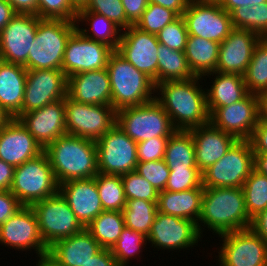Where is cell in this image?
<instances>
[{"label":"cell","instance_id":"2","mask_svg":"<svg viewBox=\"0 0 267 266\" xmlns=\"http://www.w3.org/2000/svg\"><path fill=\"white\" fill-rule=\"evenodd\" d=\"M251 221L242 188H204L201 214L197 221L200 235L204 236L205 227L217 236L244 230L250 228Z\"/></svg>","mask_w":267,"mask_h":266},{"label":"cell","instance_id":"17","mask_svg":"<svg viewBox=\"0 0 267 266\" xmlns=\"http://www.w3.org/2000/svg\"><path fill=\"white\" fill-rule=\"evenodd\" d=\"M113 52L107 45L86 38L75 30L65 47L62 71L69 77L77 73L104 69Z\"/></svg>","mask_w":267,"mask_h":266},{"label":"cell","instance_id":"33","mask_svg":"<svg viewBox=\"0 0 267 266\" xmlns=\"http://www.w3.org/2000/svg\"><path fill=\"white\" fill-rule=\"evenodd\" d=\"M163 160L169 169H198L194 140L189 131L176 130L169 137Z\"/></svg>","mask_w":267,"mask_h":266},{"label":"cell","instance_id":"35","mask_svg":"<svg viewBox=\"0 0 267 266\" xmlns=\"http://www.w3.org/2000/svg\"><path fill=\"white\" fill-rule=\"evenodd\" d=\"M195 77L190 70L185 53L158 46V84L164 81L188 80Z\"/></svg>","mask_w":267,"mask_h":266},{"label":"cell","instance_id":"56","mask_svg":"<svg viewBox=\"0 0 267 266\" xmlns=\"http://www.w3.org/2000/svg\"><path fill=\"white\" fill-rule=\"evenodd\" d=\"M250 228L267 242V209L252 218Z\"/></svg>","mask_w":267,"mask_h":266},{"label":"cell","instance_id":"61","mask_svg":"<svg viewBox=\"0 0 267 266\" xmlns=\"http://www.w3.org/2000/svg\"><path fill=\"white\" fill-rule=\"evenodd\" d=\"M254 170L267 177V154H254Z\"/></svg>","mask_w":267,"mask_h":266},{"label":"cell","instance_id":"26","mask_svg":"<svg viewBox=\"0 0 267 266\" xmlns=\"http://www.w3.org/2000/svg\"><path fill=\"white\" fill-rule=\"evenodd\" d=\"M67 96L79 103L111 106V86L107 69L69 76Z\"/></svg>","mask_w":267,"mask_h":266},{"label":"cell","instance_id":"49","mask_svg":"<svg viewBox=\"0 0 267 266\" xmlns=\"http://www.w3.org/2000/svg\"><path fill=\"white\" fill-rule=\"evenodd\" d=\"M169 137H155L137 142L138 162L163 160Z\"/></svg>","mask_w":267,"mask_h":266},{"label":"cell","instance_id":"55","mask_svg":"<svg viewBox=\"0 0 267 266\" xmlns=\"http://www.w3.org/2000/svg\"><path fill=\"white\" fill-rule=\"evenodd\" d=\"M15 167L0 159V191L10 190Z\"/></svg>","mask_w":267,"mask_h":266},{"label":"cell","instance_id":"19","mask_svg":"<svg viewBox=\"0 0 267 266\" xmlns=\"http://www.w3.org/2000/svg\"><path fill=\"white\" fill-rule=\"evenodd\" d=\"M158 39L135 25L122 31L117 52L158 84Z\"/></svg>","mask_w":267,"mask_h":266},{"label":"cell","instance_id":"53","mask_svg":"<svg viewBox=\"0 0 267 266\" xmlns=\"http://www.w3.org/2000/svg\"><path fill=\"white\" fill-rule=\"evenodd\" d=\"M83 266H118L115 257L108 248H102L93 255Z\"/></svg>","mask_w":267,"mask_h":266},{"label":"cell","instance_id":"63","mask_svg":"<svg viewBox=\"0 0 267 266\" xmlns=\"http://www.w3.org/2000/svg\"><path fill=\"white\" fill-rule=\"evenodd\" d=\"M36 266H59L55 261H53L48 255L41 256L37 258Z\"/></svg>","mask_w":267,"mask_h":266},{"label":"cell","instance_id":"7","mask_svg":"<svg viewBox=\"0 0 267 266\" xmlns=\"http://www.w3.org/2000/svg\"><path fill=\"white\" fill-rule=\"evenodd\" d=\"M116 125L135 142L170 137L176 131L170 116L155 99L116 111Z\"/></svg>","mask_w":267,"mask_h":266},{"label":"cell","instance_id":"3","mask_svg":"<svg viewBox=\"0 0 267 266\" xmlns=\"http://www.w3.org/2000/svg\"><path fill=\"white\" fill-rule=\"evenodd\" d=\"M44 151L58 184L94 178L98 174L96 141L65 134L50 143Z\"/></svg>","mask_w":267,"mask_h":266},{"label":"cell","instance_id":"28","mask_svg":"<svg viewBox=\"0 0 267 266\" xmlns=\"http://www.w3.org/2000/svg\"><path fill=\"white\" fill-rule=\"evenodd\" d=\"M26 79L24 66L0 60V105L15 119L22 115Z\"/></svg>","mask_w":267,"mask_h":266},{"label":"cell","instance_id":"36","mask_svg":"<svg viewBox=\"0 0 267 266\" xmlns=\"http://www.w3.org/2000/svg\"><path fill=\"white\" fill-rule=\"evenodd\" d=\"M157 203L142 199L127 200L122 210L125 226L148 236L158 212Z\"/></svg>","mask_w":267,"mask_h":266},{"label":"cell","instance_id":"8","mask_svg":"<svg viewBox=\"0 0 267 266\" xmlns=\"http://www.w3.org/2000/svg\"><path fill=\"white\" fill-rule=\"evenodd\" d=\"M254 170V153L249 140H237L226 154L202 173L204 188L238 187Z\"/></svg>","mask_w":267,"mask_h":266},{"label":"cell","instance_id":"21","mask_svg":"<svg viewBox=\"0 0 267 266\" xmlns=\"http://www.w3.org/2000/svg\"><path fill=\"white\" fill-rule=\"evenodd\" d=\"M18 120L45 149L58 137L67 134L65 99L50 103L38 110L23 113Z\"/></svg>","mask_w":267,"mask_h":266},{"label":"cell","instance_id":"46","mask_svg":"<svg viewBox=\"0 0 267 266\" xmlns=\"http://www.w3.org/2000/svg\"><path fill=\"white\" fill-rule=\"evenodd\" d=\"M202 186V173L198 169H170L165 190L181 192Z\"/></svg>","mask_w":267,"mask_h":266},{"label":"cell","instance_id":"58","mask_svg":"<svg viewBox=\"0 0 267 266\" xmlns=\"http://www.w3.org/2000/svg\"><path fill=\"white\" fill-rule=\"evenodd\" d=\"M220 6L229 14L240 6H254L267 2V0H217Z\"/></svg>","mask_w":267,"mask_h":266},{"label":"cell","instance_id":"52","mask_svg":"<svg viewBox=\"0 0 267 266\" xmlns=\"http://www.w3.org/2000/svg\"><path fill=\"white\" fill-rule=\"evenodd\" d=\"M126 18L132 25H136L149 4V0H121Z\"/></svg>","mask_w":267,"mask_h":266},{"label":"cell","instance_id":"39","mask_svg":"<svg viewBox=\"0 0 267 266\" xmlns=\"http://www.w3.org/2000/svg\"><path fill=\"white\" fill-rule=\"evenodd\" d=\"M94 178L104 211H122L127 200L121 175L98 173Z\"/></svg>","mask_w":267,"mask_h":266},{"label":"cell","instance_id":"44","mask_svg":"<svg viewBox=\"0 0 267 266\" xmlns=\"http://www.w3.org/2000/svg\"><path fill=\"white\" fill-rule=\"evenodd\" d=\"M78 11H91L103 15L122 30L132 25L126 18L121 0H89L86 7Z\"/></svg>","mask_w":267,"mask_h":266},{"label":"cell","instance_id":"31","mask_svg":"<svg viewBox=\"0 0 267 266\" xmlns=\"http://www.w3.org/2000/svg\"><path fill=\"white\" fill-rule=\"evenodd\" d=\"M80 22L81 24L84 22V25L87 24L86 26L90 28H80ZM75 24L76 30L86 38L103 43L117 51L122 29L105 16L91 11H78Z\"/></svg>","mask_w":267,"mask_h":266},{"label":"cell","instance_id":"54","mask_svg":"<svg viewBox=\"0 0 267 266\" xmlns=\"http://www.w3.org/2000/svg\"><path fill=\"white\" fill-rule=\"evenodd\" d=\"M16 13L38 16V0H7Z\"/></svg>","mask_w":267,"mask_h":266},{"label":"cell","instance_id":"30","mask_svg":"<svg viewBox=\"0 0 267 266\" xmlns=\"http://www.w3.org/2000/svg\"><path fill=\"white\" fill-rule=\"evenodd\" d=\"M203 193L204 188H194L181 192L160 191L157 203L158 211L197 223L201 214Z\"/></svg>","mask_w":267,"mask_h":266},{"label":"cell","instance_id":"12","mask_svg":"<svg viewBox=\"0 0 267 266\" xmlns=\"http://www.w3.org/2000/svg\"><path fill=\"white\" fill-rule=\"evenodd\" d=\"M96 149L98 173L123 175L136 169L137 142L116 124L96 141Z\"/></svg>","mask_w":267,"mask_h":266},{"label":"cell","instance_id":"25","mask_svg":"<svg viewBox=\"0 0 267 266\" xmlns=\"http://www.w3.org/2000/svg\"><path fill=\"white\" fill-rule=\"evenodd\" d=\"M188 131L194 140L196 166L201 173L219 161L238 140L210 122Z\"/></svg>","mask_w":267,"mask_h":266},{"label":"cell","instance_id":"14","mask_svg":"<svg viewBox=\"0 0 267 266\" xmlns=\"http://www.w3.org/2000/svg\"><path fill=\"white\" fill-rule=\"evenodd\" d=\"M202 236L193 220L157 212L147 236L148 244L157 250L174 251L196 247ZM196 245V246H194Z\"/></svg>","mask_w":267,"mask_h":266},{"label":"cell","instance_id":"62","mask_svg":"<svg viewBox=\"0 0 267 266\" xmlns=\"http://www.w3.org/2000/svg\"><path fill=\"white\" fill-rule=\"evenodd\" d=\"M12 119L10 114L0 105V129L7 125Z\"/></svg>","mask_w":267,"mask_h":266},{"label":"cell","instance_id":"20","mask_svg":"<svg viewBox=\"0 0 267 266\" xmlns=\"http://www.w3.org/2000/svg\"><path fill=\"white\" fill-rule=\"evenodd\" d=\"M259 121L258 97L248 93L243 99L210 114V123L238 140H249Z\"/></svg>","mask_w":267,"mask_h":266},{"label":"cell","instance_id":"15","mask_svg":"<svg viewBox=\"0 0 267 266\" xmlns=\"http://www.w3.org/2000/svg\"><path fill=\"white\" fill-rule=\"evenodd\" d=\"M0 244L17 251H35L36 257L48 255L36 215L31 206H22L0 226Z\"/></svg>","mask_w":267,"mask_h":266},{"label":"cell","instance_id":"60","mask_svg":"<svg viewBox=\"0 0 267 266\" xmlns=\"http://www.w3.org/2000/svg\"><path fill=\"white\" fill-rule=\"evenodd\" d=\"M257 97L259 121L267 123V90L259 93Z\"/></svg>","mask_w":267,"mask_h":266},{"label":"cell","instance_id":"34","mask_svg":"<svg viewBox=\"0 0 267 266\" xmlns=\"http://www.w3.org/2000/svg\"><path fill=\"white\" fill-rule=\"evenodd\" d=\"M124 227L122 211H102L85 229L103 248L111 249Z\"/></svg>","mask_w":267,"mask_h":266},{"label":"cell","instance_id":"4","mask_svg":"<svg viewBox=\"0 0 267 266\" xmlns=\"http://www.w3.org/2000/svg\"><path fill=\"white\" fill-rule=\"evenodd\" d=\"M111 86V106L116 110L147 104L155 99L156 85L142 71L114 51L106 67Z\"/></svg>","mask_w":267,"mask_h":266},{"label":"cell","instance_id":"23","mask_svg":"<svg viewBox=\"0 0 267 266\" xmlns=\"http://www.w3.org/2000/svg\"><path fill=\"white\" fill-rule=\"evenodd\" d=\"M43 151L18 119L13 118L0 129V159L4 162L18 167Z\"/></svg>","mask_w":267,"mask_h":266},{"label":"cell","instance_id":"50","mask_svg":"<svg viewBox=\"0 0 267 266\" xmlns=\"http://www.w3.org/2000/svg\"><path fill=\"white\" fill-rule=\"evenodd\" d=\"M23 205L10 190L0 191V226L14 215Z\"/></svg>","mask_w":267,"mask_h":266},{"label":"cell","instance_id":"22","mask_svg":"<svg viewBox=\"0 0 267 266\" xmlns=\"http://www.w3.org/2000/svg\"><path fill=\"white\" fill-rule=\"evenodd\" d=\"M261 37L253 31L234 28L220 43L216 71L244 75L255 45Z\"/></svg>","mask_w":267,"mask_h":266},{"label":"cell","instance_id":"24","mask_svg":"<svg viewBox=\"0 0 267 266\" xmlns=\"http://www.w3.org/2000/svg\"><path fill=\"white\" fill-rule=\"evenodd\" d=\"M85 228L104 211L95 178L71 180L59 184L58 191Z\"/></svg>","mask_w":267,"mask_h":266},{"label":"cell","instance_id":"38","mask_svg":"<svg viewBox=\"0 0 267 266\" xmlns=\"http://www.w3.org/2000/svg\"><path fill=\"white\" fill-rule=\"evenodd\" d=\"M230 16L234 28L253 31L261 38H267V2L237 7Z\"/></svg>","mask_w":267,"mask_h":266},{"label":"cell","instance_id":"45","mask_svg":"<svg viewBox=\"0 0 267 266\" xmlns=\"http://www.w3.org/2000/svg\"><path fill=\"white\" fill-rule=\"evenodd\" d=\"M158 42L176 51H183L186 47L188 32L184 18L179 16L172 23L167 24L157 35Z\"/></svg>","mask_w":267,"mask_h":266},{"label":"cell","instance_id":"1","mask_svg":"<svg viewBox=\"0 0 267 266\" xmlns=\"http://www.w3.org/2000/svg\"><path fill=\"white\" fill-rule=\"evenodd\" d=\"M203 79L195 76L156 84L155 100L170 116L176 130L188 131L209 123L206 88L199 84Z\"/></svg>","mask_w":267,"mask_h":266},{"label":"cell","instance_id":"51","mask_svg":"<svg viewBox=\"0 0 267 266\" xmlns=\"http://www.w3.org/2000/svg\"><path fill=\"white\" fill-rule=\"evenodd\" d=\"M249 141L254 154H267V123L258 121Z\"/></svg>","mask_w":267,"mask_h":266},{"label":"cell","instance_id":"41","mask_svg":"<svg viewBox=\"0 0 267 266\" xmlns=\"http://www.w3.org/2000/svg\"><path fill=\"white\" fill-rule=\"evenodd\" d=\"M245 208L252 219L267 209V177L253 170L242 186Z\"/></svg>","mask_w":267,"mask_h":266},{"label":"cell","instance_id":"37","mask_svg":"<svg viewBox=\"0 0 267 266\" xmlns=\"http://www.w3.org/2000/svg\"><path fill=\"white\" fill-rule=\"evenodd\" d=\"M243 77L248 93L258 95L267 90V38H261L255 45Z\"/></svg>","mask_w":267,"mask_h":266},{"label":"cell","instance_id":"10","mask_svg":"<svg viewBox=\"0 0 267 266\" xmlns=\"http://www.w3.org/2000/svg\"><path fill=\"white\" fill-rule=\"evenodd\" d=\"M67 134L98 141L116 124V110L110 105H92L65 98Z\"/></svg>","mask_w":267,"mask_h":266},{"label":"cell","instance_id":"57","mask_svg":"<svg viewBox=\"0 0 267 266\" xmlns=\"http://www.w3.org/2000/svg\"><path fill=\"white\" fill-rule=\"evenodd\" d=\"M190 0H149V3H155L167 9L174 11L178 16H182L187 9Z\"/></svg>","mask_w":267,"mask_h":266},{"label":"cell","instance_id":"48","mask_svg":"<svg viewBox=\"0 0 267 266\" xmlns=\"http://www.w3.org/2000/svg\"><path fill=\"white\" fill-rule=\"evenodd\" d=\"M135 171L144 177L157 191H164L170 169L164 160L138 162Z\"/></svg>","mask_w":267,"mask_h":266},{"label":"cell","instance_id":"27","mask_svg":"<svg viewBox=\"0 0 267 266\" xmlns=\"http://www.w3.org/2000/svg\"><path fill=\"white\" fill-rule=\"evenodd\" d=\"M103 247L84 228L81 232L56 241L48 256L59 266H83Z\"/></svg>","mask_w":267,"mask_h":266},{"label":"cell","instance_id":"5","mask_svg":"<svg viewBox=\"0 0 267 266\" xmlns=\"http://www.w3.org/2000/svg\"><path fill=\"white\" fill-rule=\"evenodd\" d=\"M76 30L75 22L62 19H41L35 40L28 53L27 70H62L65 47Z\"/></svg>","mask_w":267,"mask_h":266},{"label":"cell","instance_id":"43","mask_svg":"<svg viewBox=\"0 0 267 266\" xmlns=\"http://www.w3.org/2000/svg\"><path fill=\"white\" fill-rule=\"evenodd\" d=\"M121 177L126 200L142 199L158 202L159 191L135 170L123 174Z\"/></svg>","mask_w":267,"mask_h":266},{"label":"cell","instance_id":"47","mask_svg":"<svg viewBox=\"0 0 267 266\" xmlns=\"http://www.w3.org/2000/svg\"><path fill=\"white\" fill-rule=\"evenodd\" d=\"M77 12L70 0H38L40 19H62L75 22Z\"/></svg>","mask_w":267,"mask_h":266},{"label":"cell","instance_id":"29","mask_svg":"<svg viewBox=\"0 0 267 266\" xmlns=\"http://www.w3.org/2000/svg\"><path fill=\"white\" fill-rule=\"evenodd\" d=\"M205 76H214L210 88L205 89L209 114L216 108L226 107L243 99L248 94L242 75L214 71Z\"/></svg>","mask_w":267,"mask_h":266},{"label":"cell","instance_id":"9","mask_svg":"<svg viewBox=\"0 0 267 266\" xmlns=\"http://www.w3.org/2000/svg\"><path fill=\"white\" fill-rule=\"evenodd\" d=\"M31 208L36 215L40 235L48 248L56 241L68 238L84 229L59 192L33 203Z\"/></svg>","mask_w":267,"mask_h":266},{"label":"cell","instance_id":"32","mask_svg":"<svg viewBox=\"0 0 267 266\" xmlns=\"http://www.w3.org/2000/svg\"><path fill=\"white\" fill-rule=\"evenodd\" d=\"M219 47L216 41L188 35L184 53L194 76L203 77L216 71Z\"/></svg>","mask_w":267,"mask_h":266},{"label":"cell","instance_id":"18","mask_svg":"<svg viewBox=\"0 0 267 266\" xmlns=\"http://www.w3.org/2000/svg\"><path fill=\"white\" fill-rule=\"evenodd\" d=\"M40 20L35 14L17 13L0 32V60L27 69L28 53Z\"/></svg>","mask_w":267,"mask_h":266},{"label":"cell","instance_id":"11","mask_svg":"<svg viewBox=\"0 0 267 266\" xmlns=\"http://www.w3.org/2000/svg\"><path fill=\"white\" fill-rule=\"evenodd\" d=\"M189 36L222 43L234 29L230 14L217 0H190L182 14Z\"/></svg>","mask_w":267,"mask_h":266},{"label":"cell","instance_id":"6","mask_svg":"<svg viewBox=\"0 0 267 266\" xmlns=\"http://www.w3.org/2000/svg\"><path fill=\"white\" fill-rule=\"evenodd\" d=\"M10 191L23 206L58 193L59 184L45 151L15 167Z\"/></svg>","mask_w":267,"mask_h":266},{"label":"cell","instance_id":"16","mask_svg":"<svg viewBox=\"0 0 267 266\" xmlns=\"http://www.w3.org/2000/svg\"><path fill=\"white\" fill-rule=\"evenodd\" d=\"M68 77L58 69L27 70L22 114L67 97Z\"/></svg>","mask_w":267,"mask_h":266},{"label":"cell","instance_id":"59","mask_svg":"<svg viewBox=\"0 0 267 266\" xmlns=\"http://www.w3.org/2000/svg\"><path fill=\"white\" fill-rule=\"evenodd\" d=\"M16 14L7 0H0V32Z\"/></svg>","mask_w":267,"mask_h":266},{"label":"cell","instance_id":"13","mask_svg":"<svg viewBox=\"0 0 267 266\" xmlns=\"http://www.w3.org/2000/svg\"><path fill=\"white\" fill-rule=\"evenodd\" d=\"M218 259L223 266H267V242L251 228L218 236Z\"/></svg>","mask_w":267,"mask_h":266},{"label":"cell","instance_id":"40","mask_svg":"<svg viewBox=\"0 0 267 266\" xmlns=\"http://www.w3.org/2000/svg\"><path fill=\"white\" fill-rule=\"evenodd\" d=\"M147 243V236L125 226L119 239L110 250L118 266H130L129 262L132 258L142 257L139 255L143 252L142 247L145 248Z\"/></svg>","mask_w":267,"mask_h":266},{"label":"cell","instance_id":"64","mask_svg":"<svg viewBox=\"0 0 267 266\" xmlns=\"http://www.w3.org/2000/svg\"><path fill=\"white\" fill-rule=\"evenodd\" d=\"M72 6L78 11L88 4L89 0H70Z\"/></svg>","mask_w":267,"mask_h":266},{"label":"cell","instance_id":"42","mask_svg":"<svg viewBox=\"0 0 267 266\" xmlns=\"http://www.w3.org/2000/svg\"><path fill=\"white\" fill-rule=\"evenodd\" d=\"M178 17L170 9L155 3H149L135 26L142 31L157 35L167 24L172 23Z\"/></svg>","mask_w":267,"mask_h":266}]
</instances>
